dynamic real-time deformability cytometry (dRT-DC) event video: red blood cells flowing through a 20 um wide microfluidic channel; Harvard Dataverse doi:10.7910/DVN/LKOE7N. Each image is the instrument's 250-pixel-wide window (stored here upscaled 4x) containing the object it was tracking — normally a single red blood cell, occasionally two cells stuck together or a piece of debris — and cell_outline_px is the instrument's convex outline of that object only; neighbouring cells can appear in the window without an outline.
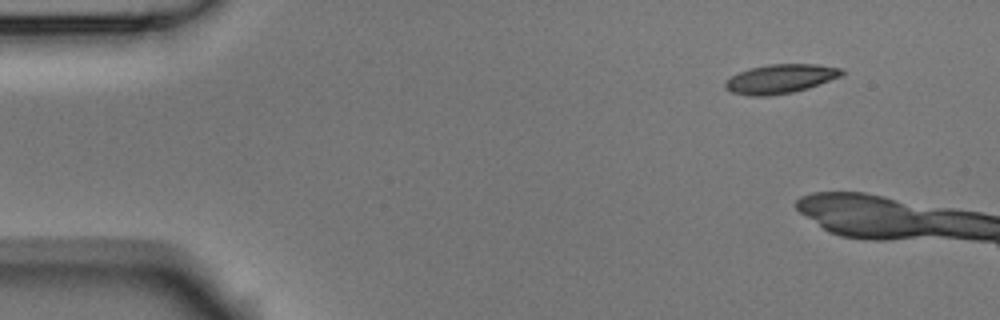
{"species": "Egyptian fruit bat (a non-hibernating species)", "species_latin": "Rousettus aegyptiacus", "temperature_condition": "room temperature", "stored_images_in_passage": 6, "camera_frame_rate_fps": 3000, "um_per_image_px": 0.085, "animal": {"sex": "male"}, "frame": {"image": 1, "passage_image": 1, "time_ms": 0.0, "image_size_px": [1000, 320], "cell_outline_px": [[844, 72], [840, 76], [808, 88], [792, 92], [768, 96], [748, 96], [732, 92], [724, 88], [724, 84], [732, 76], [748, 68], [768, 64], [816, 64], [844, 68]], "centroid_in_image_um": [66.32, 6.69], "position_along_channel_um": 18.7, "area_um2": 19.71}}